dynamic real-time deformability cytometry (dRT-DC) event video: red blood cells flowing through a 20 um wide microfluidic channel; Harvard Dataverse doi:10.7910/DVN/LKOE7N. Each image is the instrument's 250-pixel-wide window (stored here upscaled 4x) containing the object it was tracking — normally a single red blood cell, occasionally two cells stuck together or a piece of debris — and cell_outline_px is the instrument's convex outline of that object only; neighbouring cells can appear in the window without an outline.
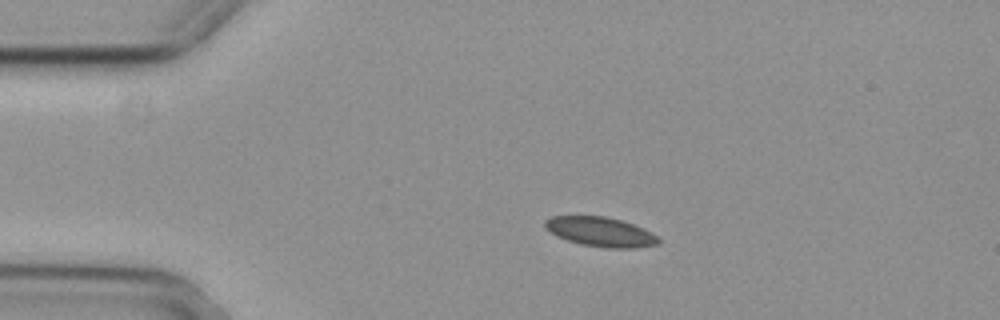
{"species": "common noctule bat (a hibernating species)", "species_latin": "Nyctalus noctula", "temperature_condition": "cold", "stored_images_in_passage": 4, "camera_frame_rate_fps": 3000, "um_per_image_px": 0.085, "animal": {"sex": "female", "body_mass_g": 29.2, "forearm_length_mm": 56.3}, "frame": {"image": 1, "passage_image": 3, "time_ms": 0.667, "image_size_px": [1000, 320], "cell_outline_px": [[660, 244], [636, 248], [608, 248], [580, 244], [556, 236], [544, 228], [544, 220], [552, 216], [604, 216], [620, 220], [644, 228], [652, 232], [660, 240]], "centroid_in_image_um": [51.04, 19.71], "position_along_channel_um": 34.0, "area_um2": 19.59}}